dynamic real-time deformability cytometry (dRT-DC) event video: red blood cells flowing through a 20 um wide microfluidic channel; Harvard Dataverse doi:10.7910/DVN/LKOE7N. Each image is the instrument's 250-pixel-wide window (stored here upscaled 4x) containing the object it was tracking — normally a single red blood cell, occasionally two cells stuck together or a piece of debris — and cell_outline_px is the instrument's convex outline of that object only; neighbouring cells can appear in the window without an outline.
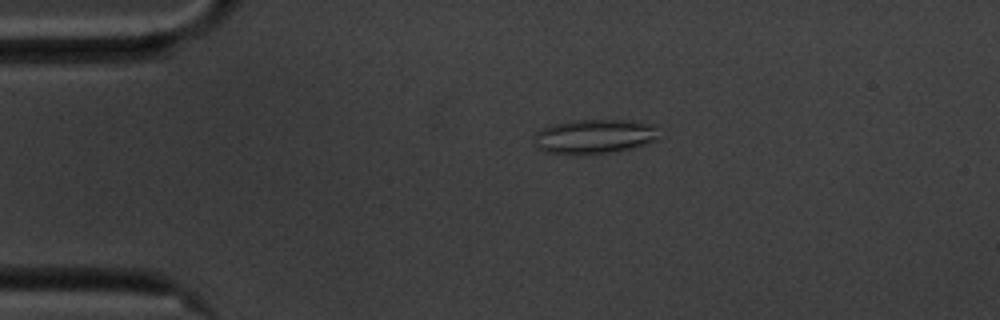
{"species": "common noctule bat (a hibernating species)", "species_latin": "Nyctalus noctula", "temperature_condition": "cold", "stored_images_in_passage": 57, "camera_frame_rate_fps": 3000, "um_per_image_px": 0.085, "animal": {"sex": "male", "body_mass_g": 20.1, "forearm_length_mm": 53.5}, "frame": {"image": 1, "passage_image": 12, "time_ms": 3.667, "image_size_px": [1000, 320], "cell_outline_px": [[656, 140], [644, 144], [616, 152], [572, 156], [544, 152], [536, 148], [536, 132], [544, 128], [556, 124], [572, 120], [628, 120], [656, 124]], "centroid_in_image_um": [50.5, 11.62], "position_along_channel_um": 34.5, "area_um2": 25.26}}
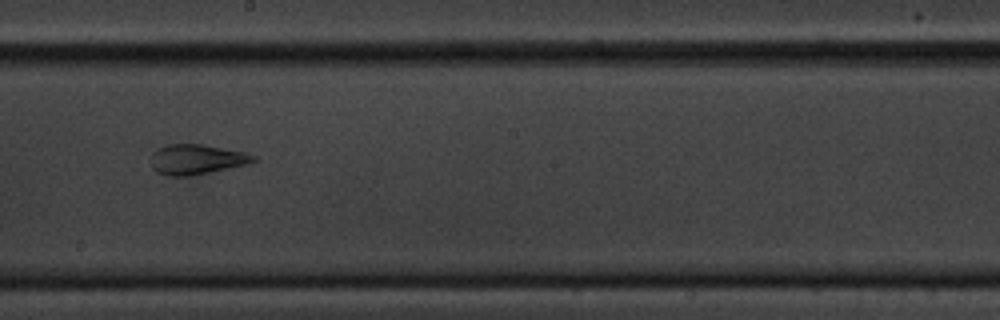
{"frame": {"image": 2, "passage_image": 32, "time_ms": 10.333, "image_size_px": [1000, 320], "cell_outline_px": [[256, 160], [248, 164], [188, 176], [168, 176], [156, 172], [152, 168], [152, 152], [156, 148], [168, 144], [200, 144], [244, 152], [256, 156]], "centroid_in_image_um": [16.67, 13.54], "position_along_channel_um": 231.5, "area_um2": 17.8}}
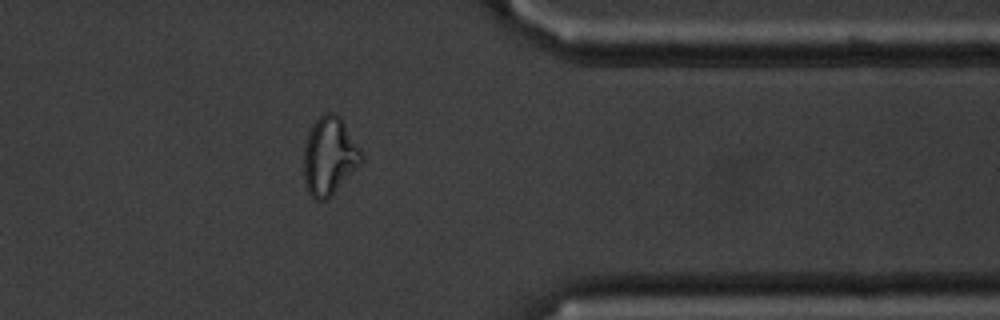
{"frame": {"image": 3, "passage_image": 46, "time_ms": 15.0, "image_size_px": [1000, 320], "cell_outline_px": [[364, 160], [324, 200], [316, 200], [308, 192], [304, 184], [304, 148], [308, 132], [312, 124], [324, 112], [332, 112], [340, 116], [360, 148], [364, 156]], "centroid_in_image_um": [27.98, 13.21], "position_along_channel_um": 383.4, "area_um2": 25.84}, "authors_computed_cell_mechanics": {"area_um2": 24.2182, "velocity_mm_per_s": 3.5127, "shape_relaxation_time_tau1_ms": null, "shape_relaxation_time_tau2_ms": 1.4232, "deformation_change_tau1": null, "deformation_change_tau2": 0.0892}}